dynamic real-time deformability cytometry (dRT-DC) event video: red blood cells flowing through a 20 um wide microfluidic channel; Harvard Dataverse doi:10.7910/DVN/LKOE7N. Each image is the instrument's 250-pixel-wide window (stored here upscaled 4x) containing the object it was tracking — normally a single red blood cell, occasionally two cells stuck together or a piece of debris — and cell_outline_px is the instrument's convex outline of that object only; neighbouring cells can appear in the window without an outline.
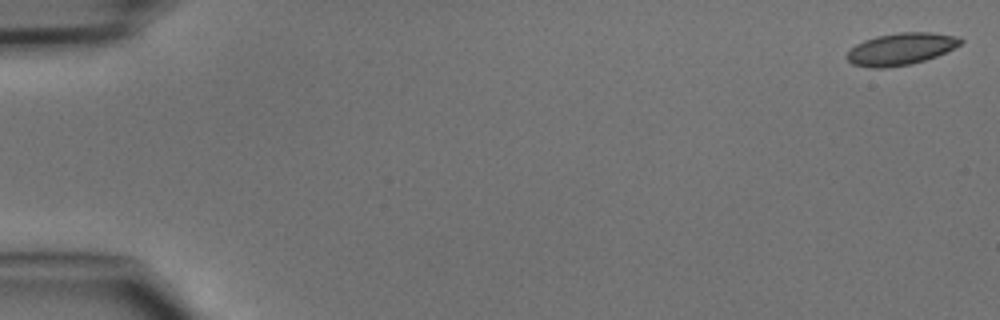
{"species": "common noctule bat (a hibernating species)", "species_latin": "Nyctalus noctula", "temperature_condition": "cold", "stored_images_in_passage": 48, "camera_frame_rate_fps": 3000, "um_per_image_px": 0.085, "animal": {"sex": "male", "body_mass_g": 15.6}, "frame": {"image": 1, "passage_image": 1, "time_ms": 0.0, "image_size_px": [1000, 320], "cell_outline_px": [[964, 40], [960, 44], [936, 56], [912, 64], [884, 68], [868, 68], [852, 64], [844, 56], [856, 44], [864, 40], [876, 36], [900, 32], [932, 32], [956, 36]], "centroid_in_image_um": [76.53, 4.16], "position_along_channel_um": 8.5, "area_um2": 21.15}}
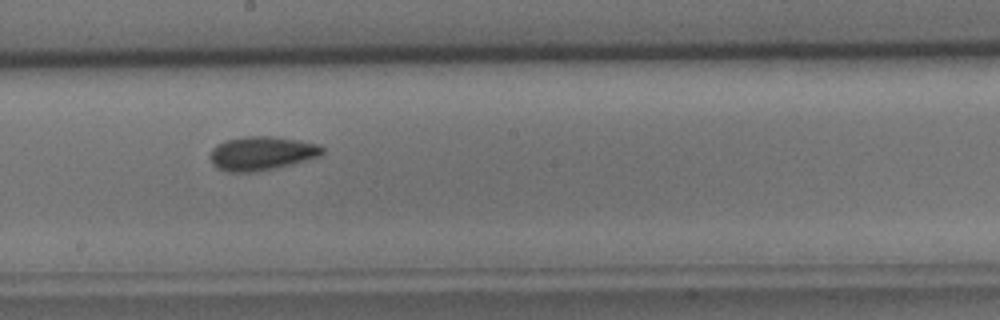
{"frame": {"image": 2, "passage_image": 27, "time_ms": 8.667, "image_size_px": [1000, 320], "cell_outline_px": [[324, 152], [320, 156], [292, 164], [256, 172], [228, 172], [216, 168], [212, 164], [212, 148], [216, 144], [224, 140], [244, 136], [276, 136], [300, 140], [320, 144], [324, 148]], "centroid_in_image_um": [22.26, 13.02], "position_along_channel_um": 225.9, "area_um2": 22.37}}
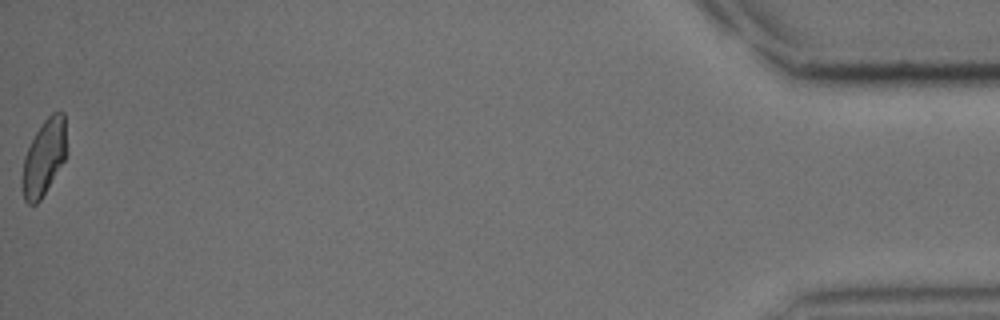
{"frame": {"image": 3, "passage_image": 48, "time_ms": 15.667, "image_size_px": [1000, 320], "cell_outline_px": [[68, 152], [64, 160], [40, 200], [36, 204], [28, 204], [24, 200], [20, 188], [20, 180], [24, 156], [36, 132], [44, 120], [52, 112], [64, 112]], "centroid_in_image_um": [3.73, 13.4], "position_along_channel_um": 431.5, "area_um2": 19.94}}